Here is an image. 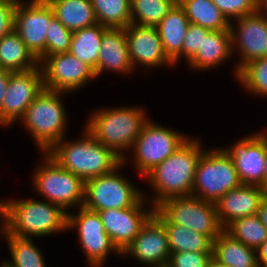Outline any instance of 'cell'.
<instances>
[{
	"label": "cell",
	"mask_w": 267,
	"mask_h": 267,
	"mask_svg": "<svg viewBox=\"0 0 267 267\" xmlns=\"http://www.w3.org/2000/svg\"><path fill=\"white\" fill-rule=\"evenodd\" d=\"M234 239L257 250L267 240V228L257 215L234 220L225 229Z\"/></svg>",
	"instance_id": "d6a6232c"
},
{
	"label": "cell",
	"mask_w": 267,
	"mask_h": 267,
	"mask_svg": "<svg viewBox=\"0 0 267 267\" xmlns=\"http://www.w3.org/2000/svg\"><path fill=\"white\" fill-rule=\"evenodd\" d=\"M213 261L224 267H259L257 250L234 239L225 230L213 241Z\"/></svg>",
	"instance_id": "cb8c5ba5"
},
{
	"label": "cell",
	"mask_w": 267,
	"mask_h": 267,
	"mask_svg": "<svg viewBox=\"0 0 267 267\" xmlns=\"http://www.w3.org/2000/svg\"><path fill=\"white\" fill-rule=\"evenodd\" d=\"M152 121L149 119L144 124L131 148L134 154H132L133 164L135 163L138 174L143 177L188 139L179 131L171 130Z\"/></svg>",
	"instance_id": "30bf717a"
},
{
	"label": "cell",
	"mask_w": 267,
	"mask_h": 267,
	"mask_svg": "<svg viewBox=\"0 0 267 267\" xmlns=\"http://www.w3.org/2000/svg\"><path fill=\"white\" fill-rule=\"evenodd\" d=\"M106 29L97 23L73 32L69 52L88 64L94 71L98 65L103 32Z\"/></svg>",
	"instance_id": "f1b7e54d"
},
{
	"label": "cell",
	"mask_w": 267,
	"mask_h": 267,
	"mask_svg": "<svg viewBox=\"0 0 267 267\" xmlns=\"http://www.w3.org/2000/svg\"><path fill=\"white\" fill-rule=\"evenodd\" d=\"M15 8V3L0 0V39L14 28Z\"/></svg>",
	"instance_id": "f35d334b"
},
{
	"label": "cell",
	"mask_w": 267,
	"mask_h": 267,
	"mask_svg": "<svg viewBox=\"0 0 267 267\" xmlns=\"http://www.w3.org/2000/svg\"><path fill=\"white\" fill-rule=\"evenodd\" d=\"M46 35V56L69 52L73 32L55 16L50 20Z\"/></svg>",
	"instance_id": "e575fe53"
},
{
	"label": "cell",
	"mask_w": 267,
	"mask_h": 267,
	"mask_svg": "<svg viewBox=\"0 0 267 267\" xmlns=\"http://www.w3.org/2000/svg\"><path fill=\"white\" fill-rule=\"evenodd\" d=\"M237 80L248 92L267 97V57L245 64L239 70Z\"/></svg>",
	"instance_id": "836d02e7"
},
{
	"label": "cell",
	"mask_w": 267,
	"mask_h": 267,
	"mask_svg": "<svg viewBox=\"0 0 267 267\" xmlns=\"http://www.w3.org/2000/svg\"><path fill=\"white\" fill-rule=\"evenodd\" d=\"M0 233L2 234L1 236H6L7 233V204L6 200H0Z\"/></svg>",
	"instance_id": "60d3db41"
},
{
	"label": "cell",
	"mask_w": 267,
	"mask_h": 267,
	"mask_svg": "<svg viewBox=\"0 0 267 267\" xmlns=\"http://www.w3.org/2000/svg\"><path fill=\"white\" fill-rule=\"evenodd\" d=\"M6 241L11 253V261H3L8 267H47L44 256L32 238L6 233Z\"/></svg>",
	"instance_id": "f546056e"
},
{
	"label": "cell",
	"mask_w": 267,
	"mask_h": 267,
	"mask_svg": "<svg viewBox=\"0 0 267 267\" xmlns=\"http://www.w3.org/2000/svg\"><path fill=\"white\" fill-rule=\"evenodd\" d=\"M53 17V10L46 0H23L16 4L13 30L39 63L46 57L47 28Z\"/></svg>",
	"instance_id": "7c38bea8"
},
{
	"label": "cell",
	"mask_w": 267,
	"mask_h": 267,
	"mask_svg": "<svg viewBox=\"0 0 267 267\" xmlns=\"http://www.w3.org/2000/svg\"><path fill=\"white\" fill-rule=\"evenodd\" d=\"M154 216L164 225L167 231L170 253L213 252V241L207 235L170 223L156 208Z\"/></svg>",
	"instance_id": "d4e9b609"
},
{
	"label": "cell",
	"mask_w": 267,
	"mask_h": 267,
	"mask_svg": "<svg viewBox=\"0 0 267 267\" xmlns=\"http://www.w3.org/2000/svg\"><path fill=\"white\" fill-rule=\"evenodd\" d=\"M257 216L259 217V220L262 222V224L267 228V197L261 203L257 211Z\"/></svg>",
	"instance_id": "7bdbcfd3"
},
{
	"label": "cell",
	"mask_w": 267,
	"mask_h": 267,
	"mask_svg": "<svg viewBox=\"0 0 267 267\" xmlns=\"http://www.w3.org/2000/svg\"><path fill=\"white\" fill-rule=\"evenodd\" d=\"M223 149L232 158L242 185H255L264 189L267 133H254Z\"/></svg>",
	"instance_id": "5bb4252c"
},
{
	"label": "cell",
	"mask_w": 267,
	"mask_h": 267,
	"mask_svg": "<svg viewBox=\"0 0 267 267\" xmlns=\"http://www.w3.org/2000/svg\"><path fill=\"white\" fill-rule=\"evenodd\" d=\"M200 140L188 138L173 154L155 166L144 177L154 189L151 205L165 199L192 194L196 166L204 148ZM203 149V150H202Z\"/></svg>",
	"instance_id": "6da1fadb"
},
{
	"label": "cell",
	"mask_w": 267,
	"mask_h": 267,
	"mask_svg": "<svg viewBox=\"0 0 267 267\" xmlns=\"http://www.w3.org/2000/svg\"><path fill=\"white\" fill-rule=\"evenodd\" d=\"M10 80V71L3 70L0 72V125H1V107L2 101Z\"/></svg>",
	"instance_id": "ab89813d"
},
{
	"label": "cell",
	"mask_w": 267,
	"mask_h": 267,
	"mask_svg": "<svg viewBox=\"0 0 267 267\" xmlns=\"http://www.w3.org/2000/svg\"><path fill=\"white\" fill-rule=\"evenodd\" d=\"M234 20L236 24L230 22L232 52L239 51L241 58L234 70L237 77L245 64L267 57V19L256 12Z\"/></svg>",
	"instance_id": "2e32d148"
},
{
	"label": "cell",
	"mask_w": 267,
	"mask_h": 267,
	"mask_svg": "<svg viewBox=\"0 0 267 267\" xmlns=\"http://www.w3.org/2000/svg\"><path fill=\"white\" fill-rule=\"evenodd\" d=\"M190 21L177 2L156 26L159 31L164 53L176 64L182 58V44Z\"/></svg>",
	"instance_id": "603a6c76"
},
{
	"label": "cell",
	"mask_w": 267,
	"mask_h": 267,
	"mask_svg": "<svg viewBox=\"0 0 267 267\" xmlns=\"http://www.w3.org/2000/svg\"><path fill=\"white\" fill-rule=\"evenodd\" d=\"M188 20L211 31L230 30V22L212 0H178Z\"/></svg>",
	"instance_id": "83f0119b"
},
{
	"label": "cell",
	"mask_w": 267,
	"mask_h": 267,
	"mask_svg": "<svg viewBox=\"0 0 267 267\" xmlns=\"http://www.w3.org/2000/svg\"><path fill=\"white\" fill-rule=\"evenodd\" d=\"M123 165L125 166V163L109 174L85 181L83 204L85 208L96 212L124 209L135 206L144 197L138 187L118 173Z\"/></svg>",
	"instance_id": "9c48e42d"
},
{
	"label": "cell",
	"mask_w": 267,
	"mask_h": 267,
	"mask_svg": "<svg viewBox=\"0 0 267 267\" xmlns=\"http://www.w3.org/2000/svg\"><path fill=\"white\" fill-rule=\"evenodd\" d=\"M212 261L213 252H175L166 267H209Z\"/></svg>",
	"instance_id": "8d00e7d4"
},
{
	"label": "cell",
	"mask_w": 267,
	"mask_h": 267,
	"mask_svg": "<svg viewBox=\"0 0 267 267\" xmlns=\"http://www.w3.org/2000/svg\"><path fill=\"white\" fill-rule=\"evenodd\" d=\"M258 12L267 19V0H259Z\"/></svg>",
	"instance_id": "ee69618b"
},
{
	"label": "cell",
	"mask_w": 267,
	"mask_h": 267,
	"mask_svg": "<svg viewBox=\"0 0 267 267\" xmlns=\"http://www.w3.org/2000/svg\"><path fill=\"white\" fill-rule=\"evenodd\" d=\"M0 65L6 71L22 72L39 67V60L12 30L0 39Z\"/></svg>",
	"instance_id": "4316f807"
},
{
	"label": "cell",
	"mask_w": 267,
	"mask_h": 267,
	"mask_svg": "<svg viewBox=\"0 0 267 267\" xmlns=\"http://www.w3.org/2000/svg\"><path fill=\"white\" fill-rule=\"evenodd\" d=\"M0 267H8V266L5 265V264L2 262V264L0 265Z\"/></svg>",
	"instance_id": "c3c4849f"
},
{
	"label": "cell",
	"mask_w": 267,
	"mask_h": 267,
	"mask_svg": "<svg viewBox=\"0 0 267 267\" xmlns=\"http://www.w3.org/2000/svg\"><path fill=\"white\" fill-rule=\"evenodd\" d=\"M267 197V192L259 186L240 185L225 193L217 202L219 222L225 229L234 220L257 215V211Z\"/></svg>",
	"instance_id": "ffe728a7"
},
{
	"label": "cell",
	"mask_w": 267,
	"mask_h": 267,
	"mask_svg": "<svg viewBox=\"0 0 267 267\" xmlns=\"http://www.w3.org/2000/svg\"><path fill=\"white\" fill-rule=\"evenodd\" d=\"M44 162L33 173L32 184L45 201L59 205L65 211L84 204L85 182L69 170L64 169L47 152ZM69 208V209H68Z\"/></svg>",
	"instance_id": "52a82bcc"
},
{
	"label": "cell",
	"mask_w": 267,
	"mask_h": 267,
	"mask_svg": "<svg viewBox=\"0 0 267 267\" xmlns=\"http://www.w3.org/2000/svg\"><path fill=\"white\" fill-rule=\"evenodd\" d=\"M83 133L84 137L76 141L65 142L63 138L47 153L64 169L80 177L84 182L90 178L109 174L123 163L121 157L101 144L86 128Z\"/></svg>",
	"instance_id": "7a4b0ae2"
},
{
	"label": "cell",
	"mask_w": 267,
	"mask_h": 267,
	"mask_svg": "<svg viewBox=\"0 0 267 267\" xmlns=\"http://www.w3.org/2000/svg\"><path fill=\"white\" fill-rule=\"evenodd\" d=\"M257 261L259 267L267 264V240L257 249Z\"/></svg>",
	"instance_id": "b9f144b4"
},
{
	"label": "cell",
	"mask_w": 267,
	"mask_h": 267,
	"mask_svg": "<svg viewBox=\"0 0 267 267\" xmlns=\"http://www.w3.org/2000/svg\"><path fill=\"white\" fill-rule=\"evenodd\" d=\"M97 22L106 28H123L131 24L130 0H90Z\"/></svg>",
	"instance_id": "4dcf8cb0"
},
{
	"label": "cell",
	"mask_w": 267,
	"mask_h": 267,
	"mask_svg": "<svg viewBox=\"0 0 267 267\" xmlns=\"http://www.w3.org/2000/svg\"><path fill=\"white\" fill-rule=\"evenodd\" d=\"M204 150L194 175L192 194L216 203L225 193L241 185L232 158L223 148Z\"/></svg>",
	"instance_id": "8992f818"
},
{
	"label": "cell",
	"mask_w": 267,
	"mask_h": 267,
	"mask_svg": "<svg viewBox=\"0 0 267 267\" xmlns=\"http://www.w3.org/2000/svg\"><path fill=\"white\" fill-rule=\"evenodd\" d=\"M7 233L19 237L50 236L68 230V211L45 200H8ZM33 236V237H32Z\"/></svg>",
	"instance_id": "277c9868"
},
{
	"label": "cell",
	"mask_w": 267,
	"mask_h": 267,
	"mask_svg": "<svg viewBox=\"0 0 267 267\" xmlns=\"http://www.w3.org/2000/svg\"><path fill=\"white\" fill-rule=\"evenodd\" d=\"M78 210L77 214L68 212L67 228L77 230L88 264L92 267H101L111 252L121 255L106 233L98 212L84 206Z\"/></svg>",
	"instance_id": "8fae6325"
},
{
	"label": "cell",
	"mask_w": 267,
	"mask_h": 267,
	"mask_svg": "<svg viewBox=\"0 0 267 267\" xmlns=\"http://www.w3.org/2000/svg\"><path fill=\"white\" fill-rule=\"evenodd\" d=\"M170 223L207 235L212 241L223 231L216 203L196 196H176L165 199L155 207Z\"/></svg>",
	"instance_id": "ba28073f"
},
{
	"label": "cell",
	"mask_w": 267,
	"mask_h": 267,
	"mask_svg": "<svg viewBox=\"0 0 267 267\" xmlns=\"http://www.w3.org/2000/svg\"><path fill=\"white\" fill-rule=\"evenodd\" d=\"M178 0H130L131 24L157 26Z\"/></svg>",
	"instance_id": "1f68e13d"
},
{
	"label": "cell",
	"mask_w": 267,
	"mask_h": 267,
	"mask_svg": "<svg viewBox=\"0 0 267 267\" xmlns=\"http://www.w3.org/2000/svg\"><path fill=\"white\" fill-rule=\"evenodd\" d=\"M65 93L43 89L20 119L41 152L65 138L68 116L61 99Z\"/></svg>",
	"instance_id": "5b68a950"
},
{
	"label": "cell",
	"mask_w": 267,
	"mask_h": 267,
	"mask_svg": "<svg viewBox=\"0 0 267 267\" xmlns=\"http://www.w3.org/2000/svg\"><path fill=\"white\" fill-rule=\"evenodd\" d=\"M146 198L144 196L133 207L97 211L106 233L121 253L154 215V206L151 207V210L144 209L147 203Z\"/></svg>",
	"instance_id": "e0dca14e"
},
{
	"label": "cell",
	"mask_w": 267,
	"mask_h": 267,
	"mask_svg": "<svg viewBox=\"0 0 267 267\" xmlns=\"http://www.w3.org/2000/svg\"><path fill=\"white\" fill-rule=\"evenodd\" d=\"M264 190L267 192V159L264 166Z\"/></svg>",
	"instance_id": "f6af8a7d"
},
{
	"label": "cell",
	"mask_w": 267,
	"mask_h": 267,
	"mask_svg": "<svg viewBox=\"0 0 267 267\" xmlns=\"http://www.w3.org/2000/svg\"><path fill=\"white\" fill-rule=\"evenodd\" d=\"M202 43L203 27L190 23L182 44V58L186 63L198 52Z\"/></svg>",
	"instance_id": "74e56055"
},
{
	"label": "cell",
	"mask_w": 267,
	"mask_h": 267,
	"mask_svg": "<svg viewBox=\"0 0 267 267\" xmlns=\"http://www.w3.org/2000/svg\"><path fill=\"white\" fill-rule=\"evenodd\" d=\"M233 54L231 30L211 31L203 28L202 46L187 63L191 69L205 71L218 67Z\"/></svg>",
	"instance_id": "7402d4cb"
},
{
	"label": "cell",
	"mask_w": 267,
	"mask_h": 267,
	"mask_svg": "<svg viewBox=\"0 0 267 267\" xmlns=\"http://www.w3.org/2000/svg\"><path fill=\"white\" fill-rule=\"evenodd\" d=\"M54 16L71 32L97 24L90 0H46Z\"/></svg>",
	"instance_id": "484cf974"
},
{
	"label": "cell",
	"mask_w": 267,
	"mask_h": 267,
	"mask_svg": "<svg viewBox=\"0 0 267 267\" xmlns=\"http://www.w3.org/2000/svg\"><path fill=\"white\" fill-rule=\"evenodd\" d=\"M107 70L121 74H128L134 70L123 28H107L103 32L98 65L94 71L96 78Z\"/></svg>",
	"instance_id": "44dd1931"
},
{
	"label": "cell",
	"mask_w": 267,
	"mask_h": 267,
	"mask_svg": "<svg viewBox=\"0 0 267 267\" xmlns=\"http://www.w3.org/2000/svg\"><path fill=\"white\" fill-rule=\"evenodd\" d=\"M141 107H116L95 110L85 128L104 146L113 150L126 164V154L149 120ZM87 126V127H86ZM126 150V151H125ZM125 151V152H124Z\"/></svg>",
	"instance_id": "3957f363"
},
{
	"label": "cell",
	"mask_w": 267,
	"mask_h": 267,
	"mask_svg": "<svg viewBox=\"0 0 267 267\" xmlns=\"http://www.w3.org/2000/svg\"><path fill=\"white\" fill-rule=\"evenodd\" d=\"M129 58L136 68L174 65L164 53L158 29L155 26L129 24L125 28Z\"/></svg>",
	"instance_id": "d6986e66"
},
{
	"label": "cell",
	"mask_w": 267,
	"mask_h": 267,
	"mask_svg": "<svg viewBox=\"0 0 267 267\" xmlns=\"http://www.w3.org/2000/svg\"><path fill=\"white\" fill-rule=\"evenodd\" d=\"M43 75L39 67L10 72V80L1 107V127L20 120L27 107L43 91Z\"/></svg>",
	"instance_id": "9a60e30c"
},
{
	"label": "cell",
	"mask_w": 267,
	"mask_h": 267,
	"mask_svg": "<svg viewBox=\"0 0 267 267\" xmlns=\"http://www.w3.org/2000/svg\"><path fill=\"white\" fill-rule=\"evenodd\" d=\"M212 2L229 22L258 12L259 0H212Z\"/></svg>",
	"instance_id": "d590c367"
},
{
	"label": "cell",
	"mask_w": 267,
	"mask_h": 267,
	"mask_svg": "<svg viewBox=\"0 0 267 267\" xmlns=\"http://www.w3.org/2000/svg\"><path fill=\"white\" fill-rule=\"evenodd\" d=\"M39 66L44 89L69 94L96 79L94 70L70 52L46 56ZM69 92V93H68Z\"/></svg>",
	"instance_id": "4fadbf2b"
},
{
	"label": "cell",
	"mask_w": 267,
	"mask_h": 267,
	"mask_svg": "<svg viewBox=\"0 0 267 267\" xmlns=\"http://www.w3.org/2000/svg\"><path fill=\"white\" fill-rule=\"evenodd\" d=\"M209 267H224V266H221V265L215 263L214 261H212V263L210 264Z\"/></svg>",
	"instance_id": "bcb514c9"
},
{
	"label": "cell",
	"mask_w": 267,
	"mask_h": 267,
	"mask_svg": "<svg viewBox=\"0 0 267 267\" xmlns=\"http://www.w3.org/2000/svg\"><path fill=\"white\" fill-rule=\"evenodd\" d=\"M128 254L147 266H167L171 254L167 231L154 215L121 253L124 256Z\"/></svg>",
	"instance_id": "ac0fdd59"
},
{
	"label": "cell",
	"mask_w": 267,
	"mask_h": 267,
	"mask_svg": "<svg viewBox=\"0 0 267 267\" xmlns=\"http://www.w3.org/2000/svg\"><path fill=\"white\" fill-rule=\"evenodd\" d=\"M4 1H10V2H12V3L17 4V3H20V2L23 1V0H4Z\"/></svg>",
	"instance_id": "7dc6e473"
}]
</instances>
